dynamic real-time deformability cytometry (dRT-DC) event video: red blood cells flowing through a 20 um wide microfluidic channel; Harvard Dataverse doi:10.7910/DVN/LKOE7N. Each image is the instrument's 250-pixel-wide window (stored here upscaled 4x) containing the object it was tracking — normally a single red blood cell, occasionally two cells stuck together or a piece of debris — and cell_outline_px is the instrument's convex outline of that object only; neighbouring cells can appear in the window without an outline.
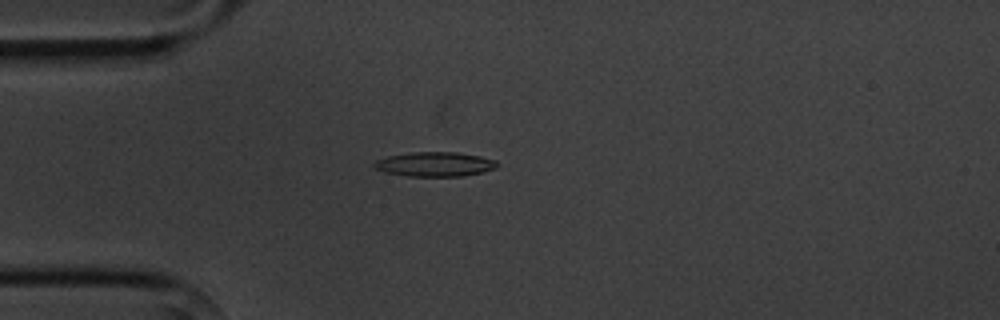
{"species": "common noctule bat (a hibernating species)", "species_latin": "Nyctalus noctula", "temperature_condition": "cold", "stored_images_in_passage": 4, "camera_frame_rate_fps": 3000, "um_per_image_px": 0.085, "animal": {"sex": "male", "body_mass_g": 20.1, "forearm_length_mm": 53.5}, "frame": {"image": 1, "passage_image": 4, "time_ms": 3.667, "image_size_px": [1000, 320], "cell_outline_px": [[500, 164], [496, 168], [480, 172], [460, 176], [408, 176], [384, 172], [376, 168], [372, 164], [376, 160], [388, 156], [416, 152], [456, 152], [480, 156], [496, 160]], "centroid_in_image_um": [36.97, 13.95], "position_along_channel_um": 48.0, "area_um2": 17.4}}